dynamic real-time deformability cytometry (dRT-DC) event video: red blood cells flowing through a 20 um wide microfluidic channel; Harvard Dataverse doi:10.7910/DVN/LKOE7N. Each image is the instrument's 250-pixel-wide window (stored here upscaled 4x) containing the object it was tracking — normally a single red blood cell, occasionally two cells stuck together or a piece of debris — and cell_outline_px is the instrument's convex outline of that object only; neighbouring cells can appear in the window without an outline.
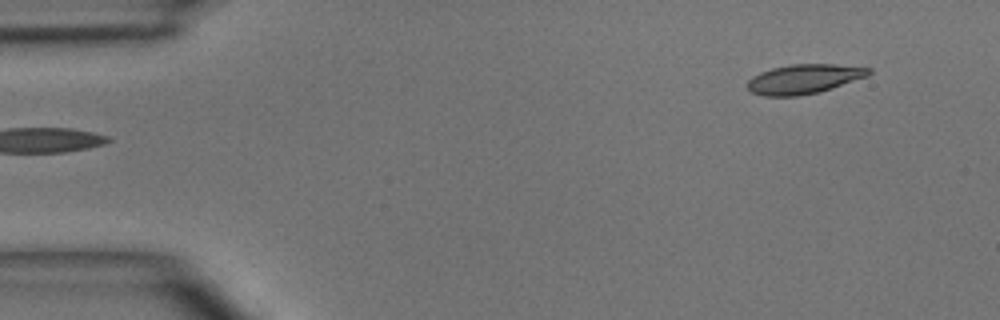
{"species": "common noctule bat (a hibernating species)", "species_latin": "Nyctalus noctula", "temperature_condition": "room temperature", "stored_images_in_passage": 4, "segment_of_instrument_passage": [2, 2], "camera_frame_rate_fps": 3000, "um_per_image_px": 0.085, "animal": {"sex": "male", "body_mass_g": 15.6}, "frame": {"image": 1, "passage_image": 4, "time_ms": 4.333, "image_size_px": [1000, 320], "cell_outline_px": [[872, 72], [868, 76], [820, 92], [796, 96], [764, 96], [752, 92], [748, 88], [748, 80], [752, 76], [760, 72], [772, 68], [792, 64], [832, 64], [872, 68]], "centroid_in_image_um": [68.35, 6.71], "position_along_channel_um": 16.7, "area_um2": 20.81}}